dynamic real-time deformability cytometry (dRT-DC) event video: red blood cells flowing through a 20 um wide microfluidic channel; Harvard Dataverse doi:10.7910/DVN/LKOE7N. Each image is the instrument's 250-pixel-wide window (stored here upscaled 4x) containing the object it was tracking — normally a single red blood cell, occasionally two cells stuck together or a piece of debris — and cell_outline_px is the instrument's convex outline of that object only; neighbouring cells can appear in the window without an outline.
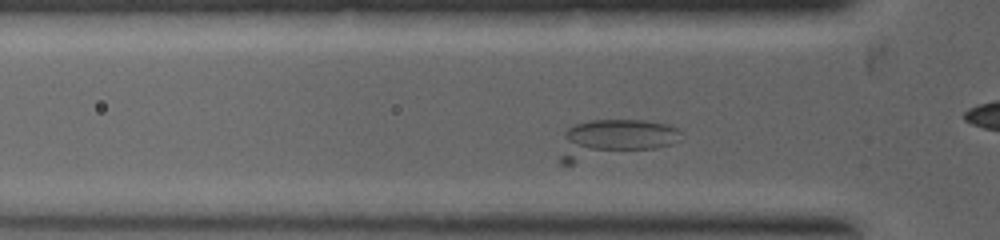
{"species": "common noctule bat (a hibernating species)", "species_latin": "Nyctalus noctula", "temperature_condition": "warm", "stored_images_in_passage": 28, "camera_frame_rate_fps": 5000, "um_per_image_px": 0.085, "animal": {"sex": "female", "body_mass_g": 19.0, "forearm_length_mm": 53.3}, "frame": {"image": 1, "passage_image": 14, "time_ms": 1.6, "image_size_px": [1000, 240], "cell_outline_px": [[680, 140], [672, 144], [656, 148], [572, 164], [560, 164], [560, 156], [564, 132], [572, 124], [592, 120], [644, 120], [668, 124], [676, 128], [680, 132]], "centroid_in_image_um": [52.16, 11.81], "position_along_channel_um": 73.6, "area_um2": 27.51}}